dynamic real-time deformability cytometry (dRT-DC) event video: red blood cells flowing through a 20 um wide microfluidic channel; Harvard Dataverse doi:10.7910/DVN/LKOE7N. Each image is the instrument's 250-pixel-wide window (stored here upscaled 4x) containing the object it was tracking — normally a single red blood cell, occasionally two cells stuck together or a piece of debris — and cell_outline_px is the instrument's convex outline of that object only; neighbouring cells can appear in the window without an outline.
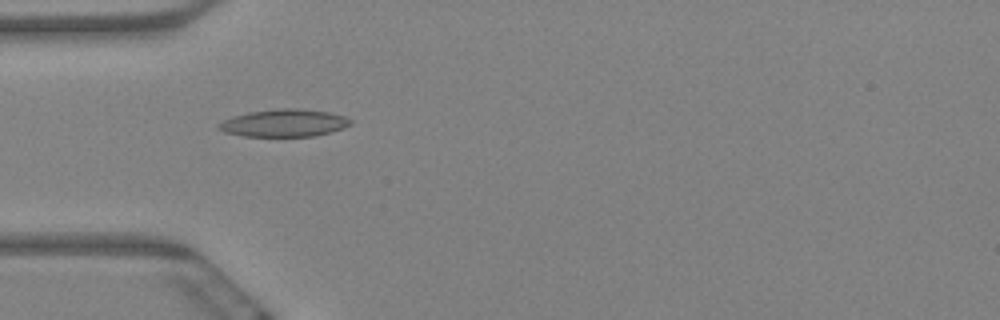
{"species": "Egyptian fruit bat (a non-hibernating species)", "species_latin": "Rousettus aegyptiacus", "temperature_condition": "warm", "stored_images_in_passage": 2, "camera_frame_rate_fps": 3000, "um_per_image_px": 0.085, "animal": {"sex": "female"}, "frame": {"image": 1, "passage_image": 1, "time_ms": 0.0, "image_size_px": [1000, 320], "cell_outline_px": [[352, 124], [344, 128], [312, 136], [244, 136], [224, 132], [216, 128], [216, 124], [232, 116], [248, 112], [280, 108], [300, 108], [328, 112], [344, 116], [352, 120]], "centroid_in_image_um": [24.12, 10.45], "position_along_channel_um": 60.9, "area_um2": 21.15}}
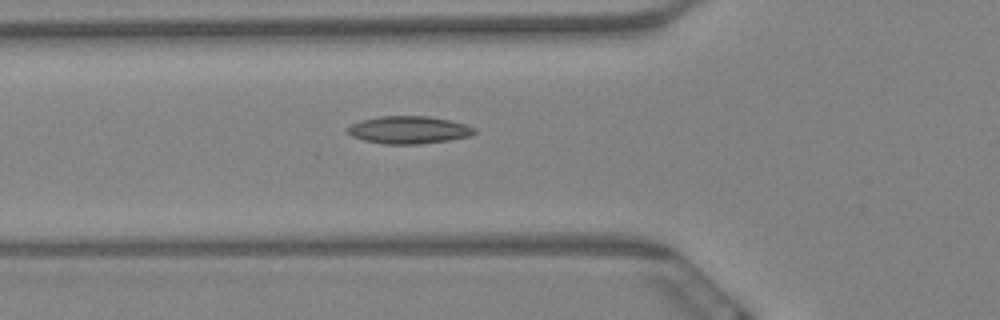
{"frame": {"image": 2, "passage_image": 2, "time_ms": 0.333, "image_size_px": [1000, 320], "cell_outline_px": [[476, 132], [472, 136], [448, 140], [420, 144], [384, 144], [364, 140], [352, 136], [344, 128], [360, 120], [380, 116], [428, 116], [468, 124], [476, 128]], "centroid_in_image_um": [34.76, 11.04], "position_along_channel_um": 91.0, "area_um2": 20.52}}